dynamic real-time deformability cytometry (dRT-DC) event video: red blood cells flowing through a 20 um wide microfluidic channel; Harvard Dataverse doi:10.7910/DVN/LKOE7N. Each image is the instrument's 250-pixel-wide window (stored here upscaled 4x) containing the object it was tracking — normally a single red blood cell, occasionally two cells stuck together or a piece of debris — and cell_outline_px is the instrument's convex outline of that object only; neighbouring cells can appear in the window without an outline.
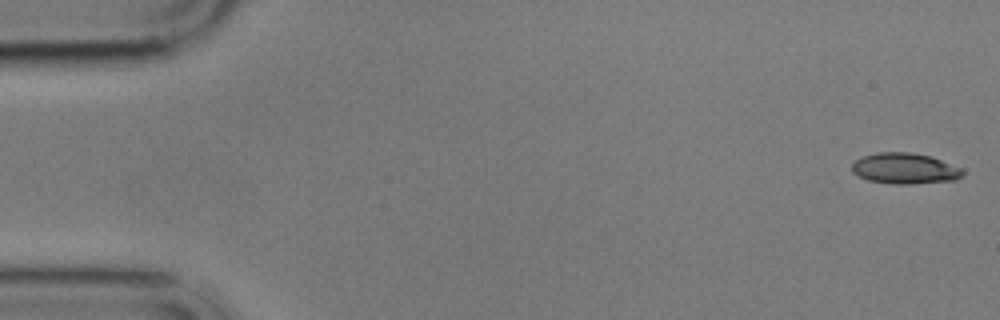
{"species": "common noctule bat (a hibernating species)", "species_latin": "Nyctalus noctula", "temperature_condition": "cold", "stored_images_in_passage": 6, "camera_frame_rate_fps": 3000, "um_per_image_px": 0.085, "animal": {"sex": "male", "body_mass_g": 17.9}, "frame": {"image": 1, "passage_image": 1, "time_ms": 0.0, "image_size_px": [1000, 320], "cell_outline_px": [[964, 172], [956, 180], [912, 184], [892, 184], [868, 180], [852, 172], [852, 164], [856, 160], [864, 156], [876, 152], [912, 152], [928, 156], [964, 168]], "centroid_in_image_um": [76.92, 14.32], "position_along_channel_um": 8.1, "area_um2": 19.88}}
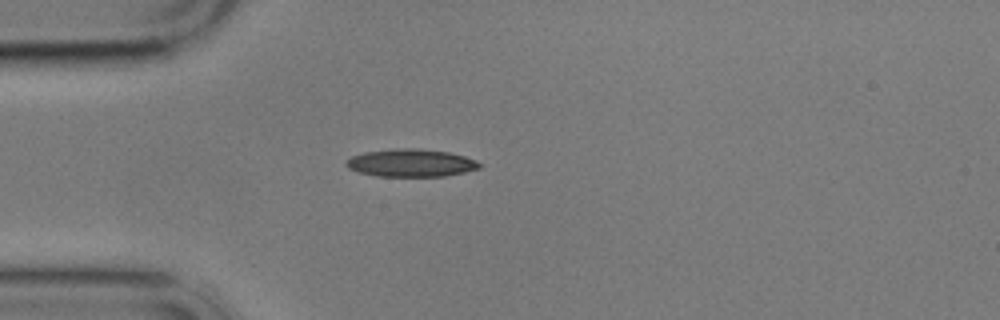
{"frame": {"image": 2, "passage_image": 5, "time_ms": 4.667, "image_size_px": [1000, 320], "cell_outline_px": [[480, 168], [464, 172], [444, 176], [376, 176], [360, 172], [348, 168], [344, 164], [352, 156], [364, 152], [396, 148], [420, 148], [448, 152], [464, 156], [476, 160], [480, 164]], "centroid_in_image_um": [34.93, 13.84], "position_along_channel_um": 50.1, "area_um2": 21.44}}